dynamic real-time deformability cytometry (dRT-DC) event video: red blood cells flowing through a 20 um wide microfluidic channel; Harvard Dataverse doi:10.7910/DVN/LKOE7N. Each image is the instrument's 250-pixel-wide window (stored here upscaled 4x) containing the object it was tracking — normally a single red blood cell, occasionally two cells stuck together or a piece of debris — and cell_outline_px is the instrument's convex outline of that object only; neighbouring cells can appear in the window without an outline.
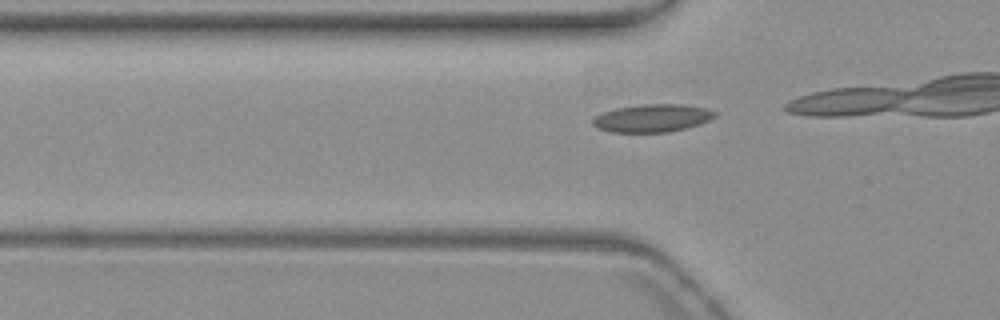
{"species": "common noctule bat (a hibernating species)", "species_latin": "Nyctalus noctula", "temperature_condition": "warm", "stored_images_in_passage": 34, "camera_frame_rate_fps": 3000, "um_per_image_px": 0.085, "animal": {"sex": "female", "body_mass_g": 19.3, "forearm_length_mm": 54.1}, "frame": {"image": 1, "passage_image": 14, "time_ms": 4.333, "image_size_px": [1000, 320], "cell_outline_px": [[716, 116], [700, 124], [668, 132], [612, 132], [596, 128], [592, 124], [592, 116], [600, 112], [616, 108], [640, 104], [680, 104], [708, 108], [716, 112]], "centroid_in_image_um": [55.39, 10.03], "position_along_channel_um": 70.4, "area_um2": 20.0}}